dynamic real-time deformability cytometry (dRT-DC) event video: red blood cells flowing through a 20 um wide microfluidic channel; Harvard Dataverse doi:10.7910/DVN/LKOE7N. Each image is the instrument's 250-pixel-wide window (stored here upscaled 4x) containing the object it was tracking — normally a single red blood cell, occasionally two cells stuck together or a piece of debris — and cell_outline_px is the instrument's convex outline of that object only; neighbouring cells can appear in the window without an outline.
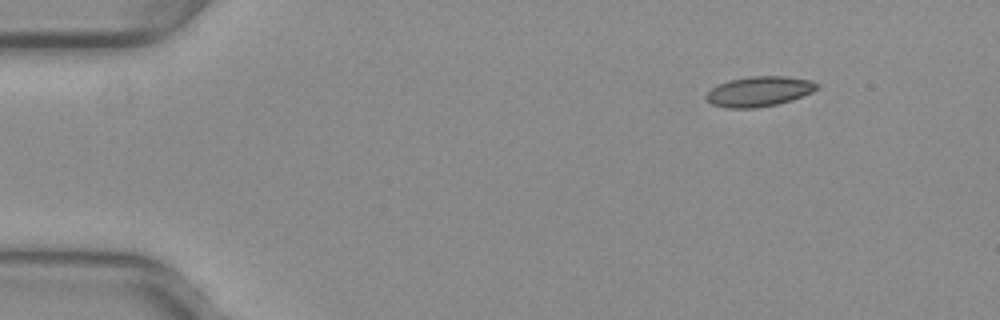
{"species": "common noctule bat (a hibernating species)", "species_latin": "Nyctalus noctula", "temperature_condition": "warm", "stored_images_in_passage": 8, "camera_frame_rate_fps": 3000, "um_per_image_px": 0.085, "animal": {"sex": "female", "body_mass_g": 29.2, "forearm_length_mm": 56.3}, "frame": {"image": 1, "passage_image": 1, "time_ms": 0.0, "image_size_px": [1000, 320], "cell_outline_px": [[820, 84], [812, 92], [792, 100], [776, 104], [756, 108], [728, 108], [712, 104], [704, 96], [712, 88], [728, 80], [748, 76], [784, 76], [812, 80]], "centroid_in_image_um": [64.54, 7.76], "position_along_channel_um": 20.5, "area_um2": 19.36}}